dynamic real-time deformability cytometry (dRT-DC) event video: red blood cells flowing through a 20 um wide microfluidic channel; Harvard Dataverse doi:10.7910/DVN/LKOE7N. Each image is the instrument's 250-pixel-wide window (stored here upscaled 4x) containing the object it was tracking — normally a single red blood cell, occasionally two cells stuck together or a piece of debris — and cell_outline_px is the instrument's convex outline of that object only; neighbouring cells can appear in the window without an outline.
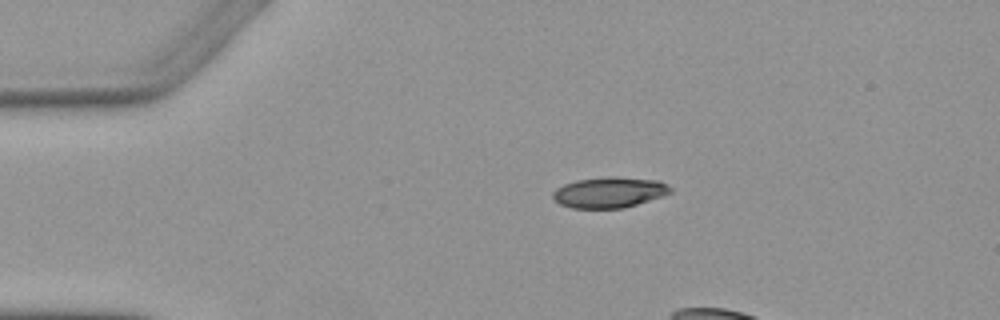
{"species": "Egyptian fruit bat (a non-hibernating species)", "species_latin": "Rousettus aegyptiacus", "temperature_condition": "warm", "stored_images_in_passage": 4, "camera_frame_rate_fps": 3000, "um_per_image_px": 0.085, "animal": {"sex": "female"}, "frame": {"image": 1, "passage_image": 1, "time_ms": 0.0, "image_size_px": [1000, 320], "cell_outline_px": [[672, 192], [624, 208], [572, 208], [560, 204], [552, 200], [552, 192], [556, 188], [564, 184], [576, 180], [608, 176], [612, 176], [660, 180], [672, 188]], "centroid_in_image_um": [51.75, 16.34], "position_along_channel_um": 33.2, "area_um2": 21.1}}